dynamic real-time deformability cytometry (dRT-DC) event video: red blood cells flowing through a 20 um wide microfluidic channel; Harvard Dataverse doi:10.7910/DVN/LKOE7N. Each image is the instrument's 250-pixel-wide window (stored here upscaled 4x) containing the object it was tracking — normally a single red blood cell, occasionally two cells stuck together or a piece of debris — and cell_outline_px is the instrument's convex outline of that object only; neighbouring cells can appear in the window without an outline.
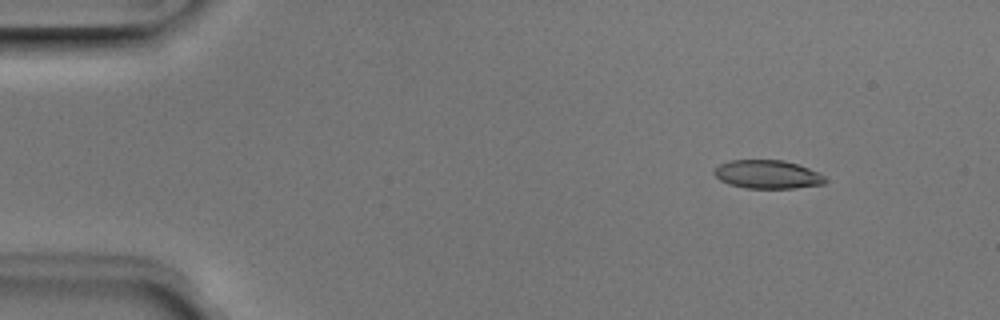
{"species": "Egyptian fruit bat (a non-hibernating species)", "species_latin": "Rousettus aegyptiacus", "temperature_condition": "room temperature", "stored_images_in_passage": 46, "camera_frame_rate_fps": 3000, "um_per_image_px": 0.085, "animal": {"sex": "male"}, "frame": {"image": 1, "passage_image": 1, "time_ms": 0.0, "image_size_px": [1000, 320], "cell_outline_px": [[828, 180], [824, 184], [796, 188], [748, 188], [728, 184], [720, 180], [712, 172], [712, 168], [728, 160], [784, 160], [820, 172]], "centroid_in_image_um": [65.23, 14.82], "position_along_channel_um": 19.8, "area_um2": 18.61}}
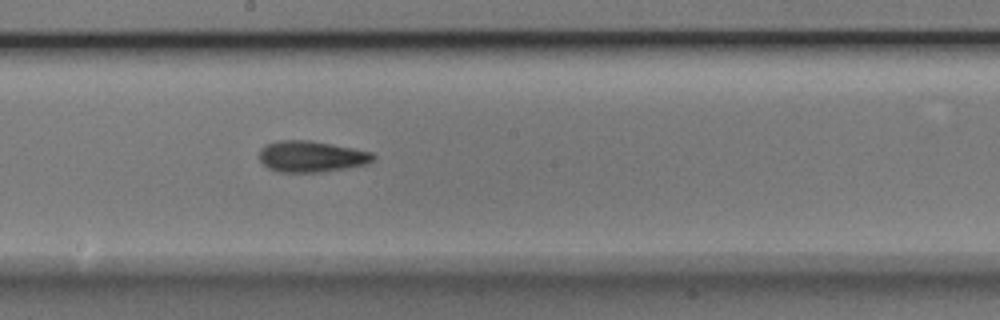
{"frame": {"image": 2, "passage_image": 23, "time_ms": 7.333, "image_size_px": [1000, 320], "cell_outline_px": [[376, 156], [368, 164], [348, 168], [320, 172], [280, 172], [268, 168], [260, 160], [260, 148], [268, 144], [280, 140], [308, 140], [352, 148], [372, 152]], "centroid_in_image_um": [26.48, 13.31], "position_along_channel_um": 221.7, "area_um2": 20.58}}
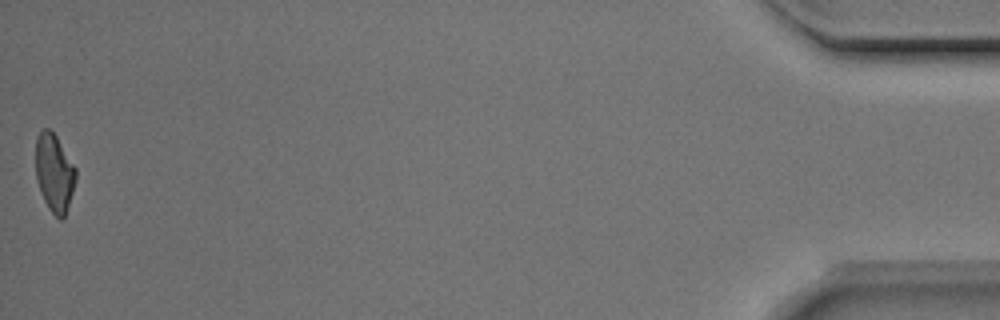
{"frame": {"image": 3, "passage_image": 46, "time_ms": 15.0, "image_size_px": [1000, 320], "cell_outline_px": [[76, 180], [64, 216], [60, 220], [48, 208], [44, 200], [36, 180], [36, 136], [44, 128], [48, 128], [56, 136], [76, 168]], "centroid_in_image_um": [4.61, 14.67], "position_along_channel_um": 430.6, "area_um2": 17.98}, "authors_computed_cell_mechanics": {"area_um2": 19.6231, "velocity_mm_per_s": 3.9791, "shape_relaxation_time_tau1_ms": 5.1576, "shape_relaxation_time_tau2_ms": 3.278, "deformation_change_tau1": 0.1576, "deformation_change_tau2": 0.1186}}